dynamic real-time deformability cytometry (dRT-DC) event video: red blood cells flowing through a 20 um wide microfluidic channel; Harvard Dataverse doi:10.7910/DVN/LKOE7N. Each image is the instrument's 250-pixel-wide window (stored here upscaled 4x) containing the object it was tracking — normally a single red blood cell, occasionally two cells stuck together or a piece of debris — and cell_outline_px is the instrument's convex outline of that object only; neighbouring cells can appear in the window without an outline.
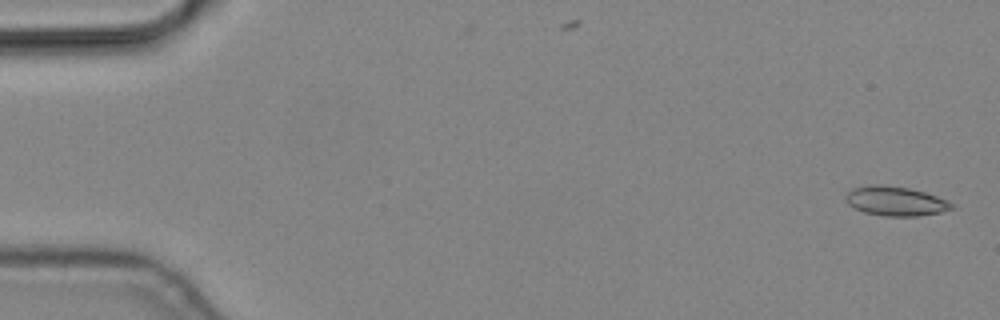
{"species": "common noctule bat (a hibernating species)", "species_latin": "Nyctalus noctula", "temperature_condition": "cold", "stored_images_in_passage": 6, "camera_frame_rate_fps": 3000, "um_per_image_px": 0.085, "animal": {"sex": "male", "body_mass_g": 19.2, "forearm_length_mm": 51.8}, "frame": {"image": 1, "passage_image": 1, "time_ms": 0.0, "image_size_px": [1000, 320], "cell_outline_px": [[956, 208], [940, 212], [916, 216], [884, 216], [864, 212], [848, 204], [844, 196], [852, 188], [876, 184], [880, 184], [908, 188], [924, 192], [948, 200], [956, 204]], "centroid_in_image_um": [76.15, 17.09], "position_along_channel_um": 8.8, "area_um2": 18.15}}
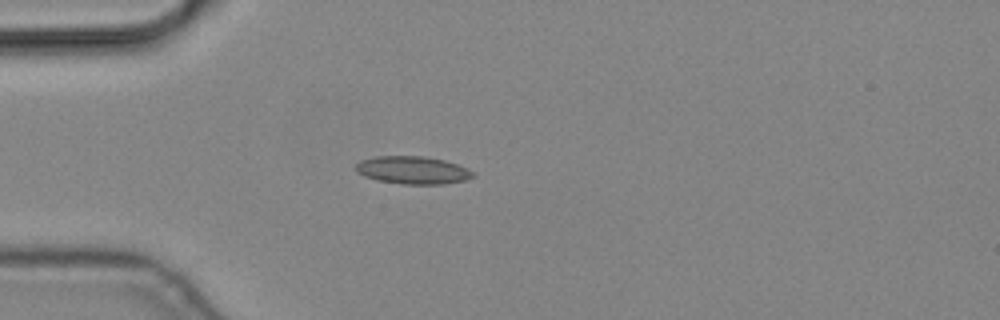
{"frame": {"image": 2, "passage_image": 5, "time_ms": 1.333, "image_size_px": [1000, 320], "cell_outline_px": [[476, 176], [464, 180], [444, 184], [400, 184], [376, 180], [364, 176], [356, 172], [356, 164], [360, 160], [376, 156], [424, 156], [444, 160], [468, 168]], "centroid_in_image_um": [35.06, 14.46], "position_along_channel_um": 49.9, "area_um2": 19.02}}